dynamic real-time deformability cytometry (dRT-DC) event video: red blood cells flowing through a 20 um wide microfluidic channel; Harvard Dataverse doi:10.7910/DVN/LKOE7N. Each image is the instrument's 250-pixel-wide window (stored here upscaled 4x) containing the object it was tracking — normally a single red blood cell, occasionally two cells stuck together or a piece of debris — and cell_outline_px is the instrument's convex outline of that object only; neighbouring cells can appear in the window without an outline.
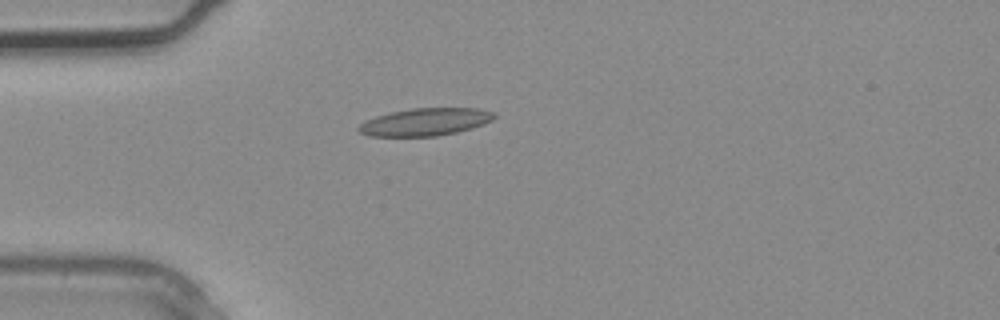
{"species": "common noctule bat (a hibernating species)", "species_latin": "Nyctalus noctula", "temperature_condition": "warm", "stored_images_in_passage": 1, "camera_frame_rate_fps": 3000, "um_per_image_px": 0.085, "animal": {"sex": "male", "body_mass_g": 20.4}, "frame": {"image": 1, "passage_image": 1, "time_ms": 0.0, "image_size_px": [1000, 320], "cell_outline_px": [[496, 116], [492, 120], [484, 124], [472, 128], [456, 132], [436, 136], [368, 136], [360, 132], [356, 128], [364, 120], [376, 116], [392, 112], [412, 108], [476, 108], [496, 112]], "centroid_in_image_um": [36.15, 10.36], "position_along_channel_um": 48.9, "area_um2": 21.79}}